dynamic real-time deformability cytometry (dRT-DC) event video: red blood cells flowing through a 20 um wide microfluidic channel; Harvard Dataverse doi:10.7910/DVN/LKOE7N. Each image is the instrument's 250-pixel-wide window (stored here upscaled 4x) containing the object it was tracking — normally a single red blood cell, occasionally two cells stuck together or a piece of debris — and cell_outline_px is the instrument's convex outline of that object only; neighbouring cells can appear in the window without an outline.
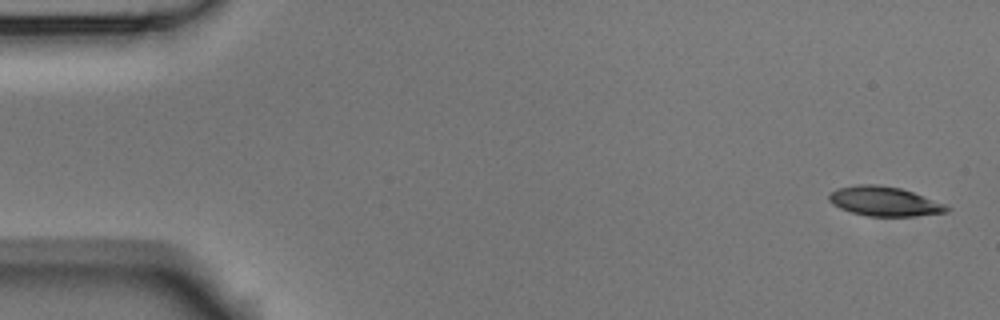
{"species": "Egyptian fruit bat (a non-hibernating species)", "species_latin": "Rousettus aegyptiacus", "temperature_condition": "room temperature", "stored_images_in_passage": 4, "camera_frame_rate_fps": 3000, "um_per_image_px": 0.085, "animal": {"sex": "male"}, "frame": {"image": 1, "passage_image": 1, "time_ms": 0.0, "image_size_px": [1000, 320], "cell_outline_px": [[952, 208], [948, 212], [912, 216], [868, 216], [852, 212], [840, 208], [832, 204], [828, 200], [828, 196], [836, 188], [856, 184], [876, 184], [900, 188], [912, 192], [944, 204]], "centroid_in_image_um": [75.14, 17.11], "position_along_channel_um": 9.9, "area_um2": 20.11}}